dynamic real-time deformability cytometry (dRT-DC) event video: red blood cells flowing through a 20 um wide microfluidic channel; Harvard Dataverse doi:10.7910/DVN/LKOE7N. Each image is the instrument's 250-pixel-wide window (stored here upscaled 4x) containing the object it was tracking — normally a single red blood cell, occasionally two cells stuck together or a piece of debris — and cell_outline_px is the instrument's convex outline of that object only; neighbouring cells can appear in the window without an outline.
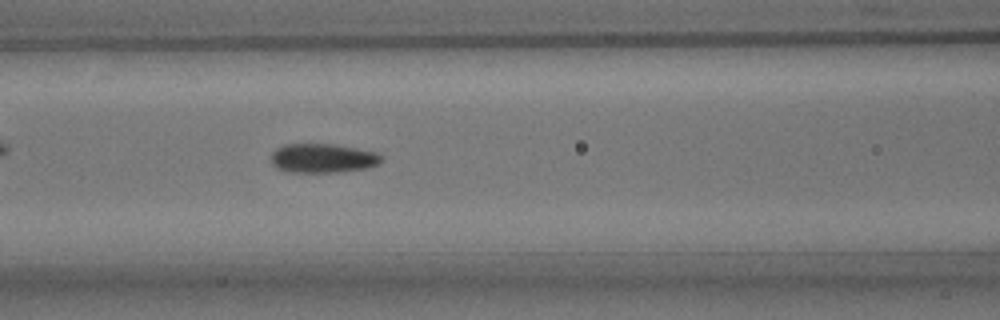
{"species": "common noctule bat (a hibernating species)", "species_latin": "Nyctalus noctula", "temperature_condition": "room temperature", "stored_images_in_passage": 44, "camera_frame_rate_fps": 3000, "um_per_image_px": 0.085, "animal": {"sex": "male", "body_mass_g": 15.6}, "frame": {"image": 1, "passage_image": 19, "time_ms": 6.0, "image_size_px": [1000, 320], "cell_outline_px": [[384, 160], [368, 168], [340, 172], [292, 172], [276, 168], [272, 164], [272, 152], [276, 148], [284, 144], [332, 144], [356, 148], [376, 152], [384, 156]], "centroid_in_image_um": [27.46, 13.45], "position_along_channel_um": 139.1, "area_um2": 18.84}}
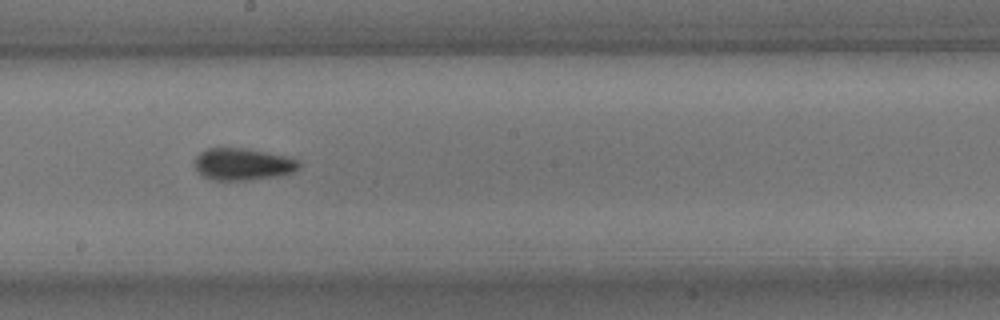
{"frame": {"image": 2, "passage_image": 26, "time_ms": 8.333, "image_size_px": [1000, 320], "cell_outline_px": [[300, 168], [296, 172], [276, 176], [248, 180], [212, 180], [200, 176], [192, 164], [196, 156], [200, 152], [208, 148], [244, 148], [288, 156], [300, 160]], "centroid_in_image_um": [20.62, 13.96], "position_along_channel_um": 227.6, "area_um2": 19.88}}
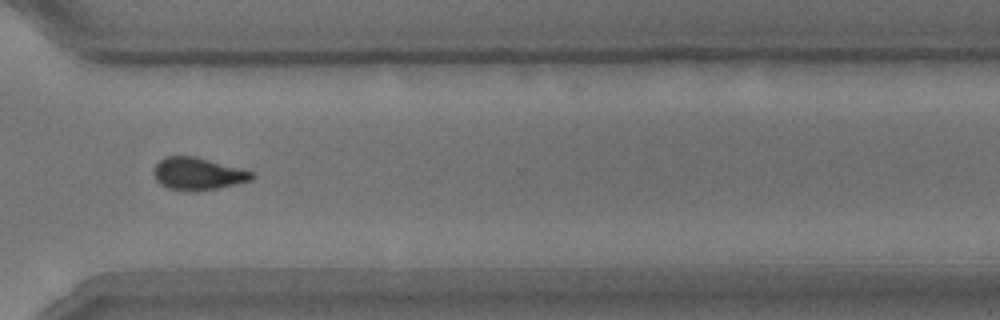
{"frame": {"image": 3, "passage_image": 36, "time_ms": 11.667, "image_size_px": [1000, 320], "cell_outline_px": [[256, 176], [252, 180], [216, 188], [196, 192], [168, 188], [160, 184], [156, 180], [152, 172], [152, 168], [160, 160], [168, 156], [192, 156], [252, 172]], "centroid_in_image_um": [16.76, 14.79], "position_along_channel_um": 353.8, "area_um2": 18.21}, "authors_computed_cell_mechanics": {"area_um2": 18.5827, "velocity_mm_per_s": 3.7886, "shape_relaxation_time_tau1_ms": 3.7972, "shape_relaxation_time_tau2_ms": 2.0662, "deformation_change_tau1": 0.0995, "deformation_change_tau2": 0.0766}}